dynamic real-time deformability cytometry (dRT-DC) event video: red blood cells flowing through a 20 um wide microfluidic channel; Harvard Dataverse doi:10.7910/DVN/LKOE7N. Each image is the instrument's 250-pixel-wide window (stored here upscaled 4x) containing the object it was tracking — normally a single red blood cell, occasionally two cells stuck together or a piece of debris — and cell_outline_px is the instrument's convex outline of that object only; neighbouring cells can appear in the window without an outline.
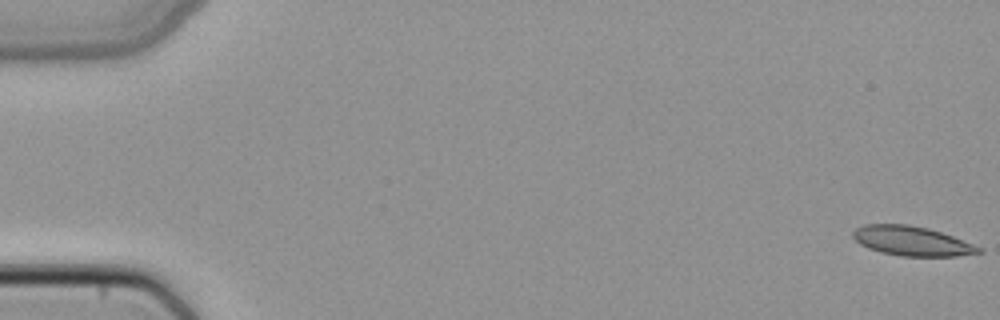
{"species": "common noctule bat (a hibernating species)", "species_latin": "Nyctalus noctula", "temperature_condition": "cold", "stored_images_in_passage": 51, "camera_frame_rate_fps": 3000, "um_per_image_px": 0.085, "animal": {"sex": "female", "body_mass_g": 22.7, "forearm_length_mm": 54.2}, "frame": {"image": 1, "passage_image": 1, "time_ms": 0.0, "image_size_px": [1000, 320], "cell_outline_px": [[984, 252], [956, 256], [900, 256], [880, 252], [868, 248], [860, 244], [852, 236], [852, 232], [856, 228], [864, 224], [908, 224], [928, 228], [952, 236], [984, 248]], "centroid_in_image_um": [77.51, 20.48], "position_along_channel_um": 7.5, "area_um2": 21.68}}
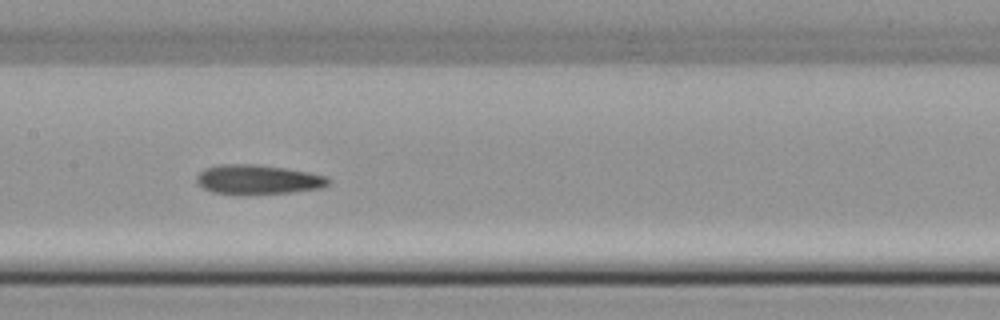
{"frame": {"image": 2, "passage_image": 26, "time_ms": 8.333, "image_size_px": [1000, 320], "cell_outline_px": [[332, 180], [324, 188], [292, 192], [212, 192], [196, 184], [196, 176], [204, 168], [220, 164], [260, 164], [308, 172], [328, 176]], "centroid_in_image_um": [21.96, 15.22], "position_along_channel_um": 185.4, "area_um2": 22.2}}
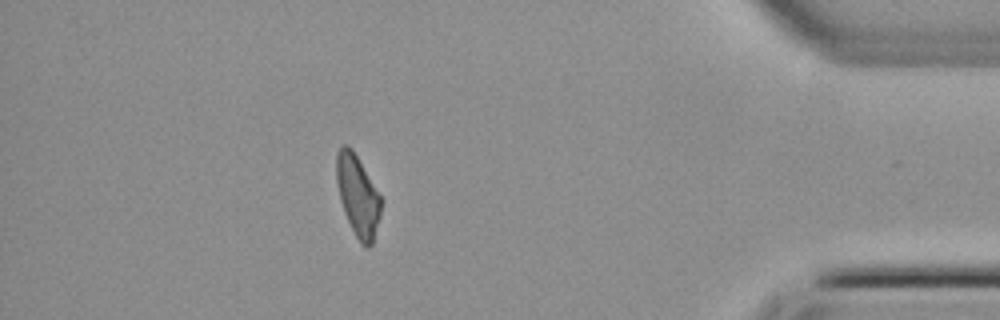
{"frame": {"image": 3, "passage_image": 45, "time_ms": 14.667, "image_size_px": [1000, 320], "cell_outline_px": [[380, 216], [372, 244], [368, 248], [364, 248], [360, 244], [344, 212], [340, 200], [336, 180], [336, 152], [344, 144], [348, 144], [352, 148], [380, 196]], "centroid_in_image_um": [30.38, 16.63], "position_along_channel_um": 404.8, "area_um2": 20.75}}